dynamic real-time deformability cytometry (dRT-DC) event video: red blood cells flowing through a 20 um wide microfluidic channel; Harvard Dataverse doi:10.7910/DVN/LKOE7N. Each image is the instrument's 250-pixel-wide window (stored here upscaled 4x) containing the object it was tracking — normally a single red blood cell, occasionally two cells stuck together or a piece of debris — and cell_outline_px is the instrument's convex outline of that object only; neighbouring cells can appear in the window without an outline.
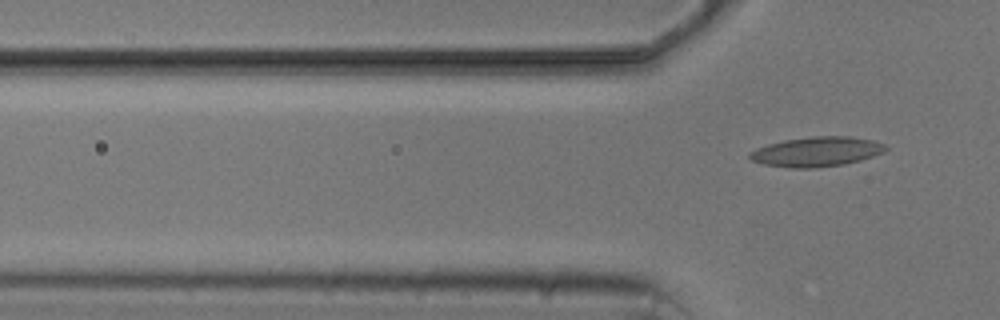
{"species": "common noctule bat (a hibernating species)", "species_latin": "Nyctalus noctula", "temperature_condition": "cold", "stored_images_in_passage": 4, "camera_frame_rate_fps": 3000, "um_per_image_px": 0.085, "animal": {"sex": "male", "body_mass_g": 20.5, "forearm_length_mm": 52.5}, "frame": {"image": 1, "passage_image": 4, "time_ms": 5.333, "image_size_px": [1000, 320], "cell_outline_px": [[888, 148], [884, 152], [860, 160], [844, 164], [816, 168], [788, 168], [764, 164], [752, 160], [748, 156], [748, 152], [756, 148], [768, 144], [784, 140], [812, 136], [852, 136], [872, 140], [884, 144]], "centroid_in_image_um": [69.4, 12.89], "position_along_channel_um": 56.4, "area_um2": 23.64}}